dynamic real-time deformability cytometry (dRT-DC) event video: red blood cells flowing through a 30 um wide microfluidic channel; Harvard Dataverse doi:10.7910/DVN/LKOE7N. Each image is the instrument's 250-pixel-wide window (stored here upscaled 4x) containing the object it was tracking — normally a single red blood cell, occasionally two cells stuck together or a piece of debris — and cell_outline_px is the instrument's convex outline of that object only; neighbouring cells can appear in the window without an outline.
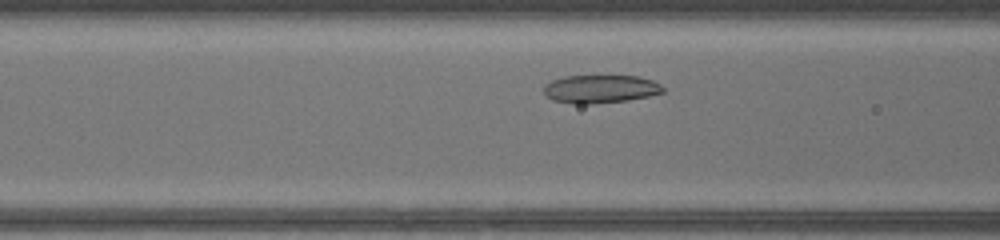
{"species": "common noctule bat (a hibernating species)", "species_latin": "Nyctalus noctula", "temperature_condition": "warm", "stored_images_in_passage": 29, "camera_frame_rate_fps": 3000, "um_per_image_px": 0.085, "animal": {"sex": "female", "body_mass_g": 17.0, "forearm_length_mm": 48.0}, "frame": {"image": 1, "passage_image": 7, "time_ms": 2.0, "image_size_px": [1000, 240], "cell_outline_px": [[664, 92], [648, 96], [628, 100], [592, 104], [572, 104], [552, 100], [544, 92], [544, 84], [552, 80], [564, 76], [636, 76], [652, 80], [660, 84], [664, 88]], "centroid_in_image_um": [51.01, 7.57], "position_along_channel_um": 115.6, "area_um2": 19.59}}
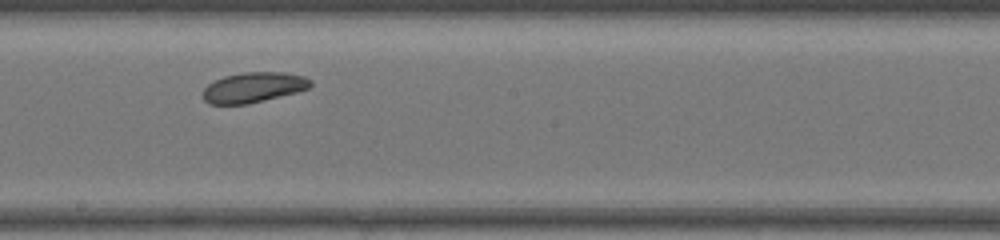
{"frame": {"image": 2, "passage_image": 15, "time_ms": 4.667, "image_size_px": [1000, 240], "cell_outline_px": [[312, 84], [308, 88], [296, 92], [248, 104], [208, 104], [204, 100], [200, 92], [208, 84], [224, 76], [244, 72], [284, 72], [304, 76], [312, 80]], "centroid_in_image_um": [21.51, 7.43], "position_along_channel_um": 226.7, "area_um2": 19.02}}
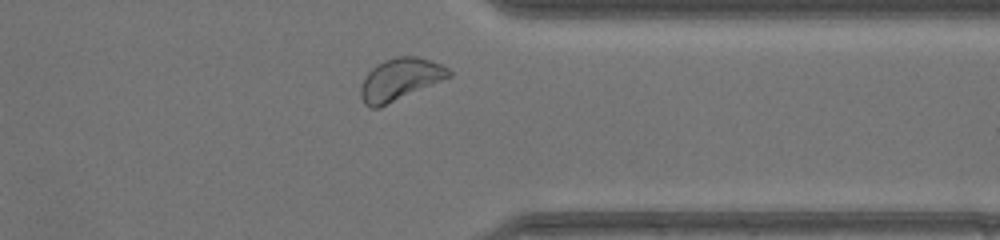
{"frame": {"image": 3, "passage_image": 26, "time_ms": 8.333, "image_size_px": [1000, 240], "cell_outline_px": [[452, 76], [380, 108], [372, 108], [364, 104], [360, 96], [360, 88], [368, 72], [376, 64], [384, 60], [400, 56], [416, 56], [440, 64], [448, 68], [452, 72]], "centroid_in_image_um": [34.0, 6.76], "position_along_channel_um": 377.4, "area_um2": 21.56}, "authors_computed_cell_mechanics": {"area_um2": 19.8832, "velocity_mm_per_s": 4.1778, "shape_relaxation_time_tau1_ms": 1.0936, "shape_relaxation_time_tau2_ms": null, "deformation_change_tau1": 0.0573, "deformation_change_tau2": null}}